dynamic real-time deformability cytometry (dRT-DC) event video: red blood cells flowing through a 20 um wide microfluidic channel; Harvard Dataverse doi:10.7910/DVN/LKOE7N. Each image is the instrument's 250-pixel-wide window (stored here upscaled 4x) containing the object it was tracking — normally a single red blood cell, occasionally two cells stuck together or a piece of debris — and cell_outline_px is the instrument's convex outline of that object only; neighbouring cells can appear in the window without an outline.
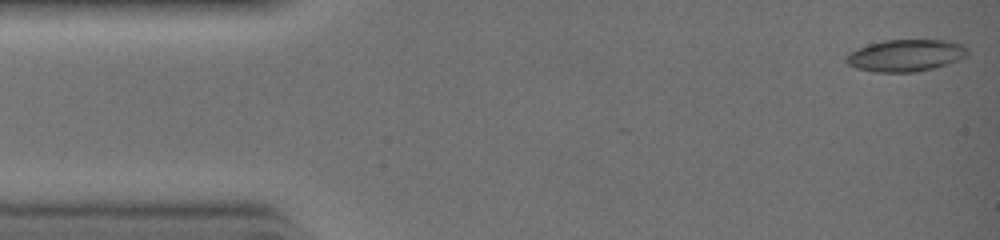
{"species": "common noctule bat (a hibernating species)", "species_latin": "Nyctalus noctula", "temperature_condition": "warm", "stored_images_in_passage": 32, "camera_frame_rate_fps": 3000, "um_per_image_px": 0.085, "animal": {"sex": "female", "body_mass_g": 19.0, "forearm_length_mm": 51.5}, "frame": {"image": 1, "passage_image": 1, "time_ms": 0.0, "image_size_px": [1000, 240], "cell_outline_px": [[968, 56], [948, 64], [916, 72], [876, 72], [856, 68], [848, 64], [844, 60], [844, 56], [848, 52], [856, 48], [868, 44], [884, 40], [948, 40], [964, 44], [968, 48]], "centroid_in_image_um": [76.98, 4.7], "position_along_channel_um": 8.0, "area_um2": 22.95}}
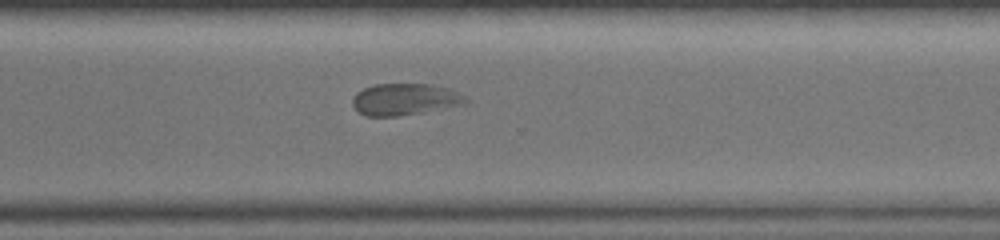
{"frame": {"image": 2, "passage_image": 23, "time_ms": 7.333, "image_size_px": [1000, 240], "cell_outline_px": [[468, 100], [464, 104], [420, 112], [396, 116], [368, 116], [360, 112], [352, 104], [352, 100], [356, 92], [364, 88], [376, 84], [428, 84], [444, 88], [456, 92]], "centroid_in_image_um": [34.34, 8.44], "position_along_channel_um": 336.3, "area_um2": 20.29}}
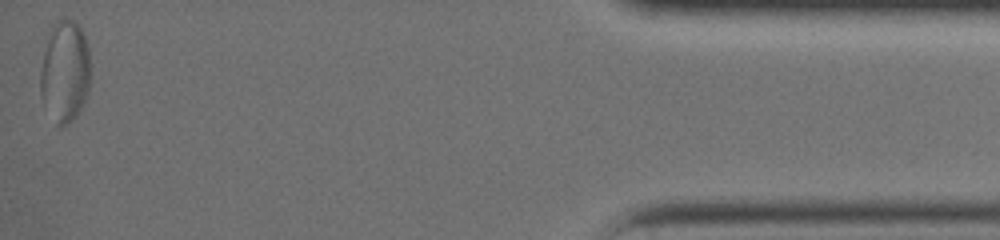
{"frame": {"image": 3, "passage_image": 32, "time_ms": 10.333, "image_size_px": [1000, 240], "cell_outline_px": [[88, 92], [76, 116], [72, 120], [64, 124], [56, 124], [40, 96], [40, 72], [44, 52], [52, 24], [60, 16], [72, 20], [80, 28], [88, 44]], "centroid_in_image_um": [5.49, 6.03], "position_along_channel_um": 429.7, "area_um2": 29.19}}